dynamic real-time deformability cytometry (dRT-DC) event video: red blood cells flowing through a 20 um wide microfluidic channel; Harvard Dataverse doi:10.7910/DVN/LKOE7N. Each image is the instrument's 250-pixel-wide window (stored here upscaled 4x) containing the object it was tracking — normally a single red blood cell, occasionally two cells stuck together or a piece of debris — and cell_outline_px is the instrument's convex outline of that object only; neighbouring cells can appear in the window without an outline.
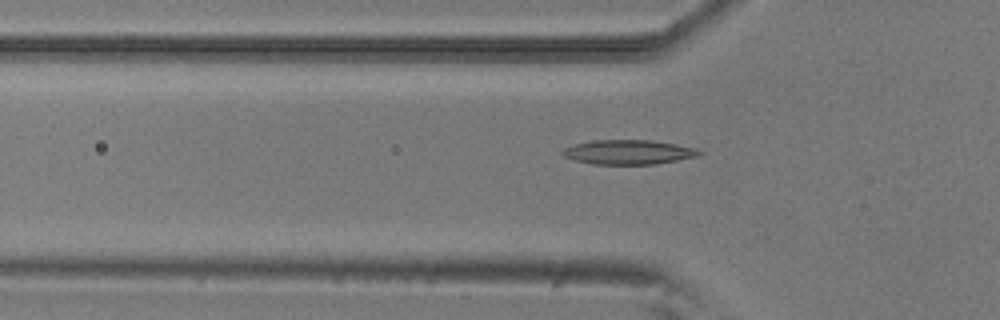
{"species": "common noctule bat (a hibernating species)", "species_latin": "Nyctalus noctula", "temperature_condition": "room temperature", "stored_images_in_passage": 51, "camera_frame_rate_fps": 3000, "um_per_image_px": 0.085, "animal": {"sex": "male", "body_mass_g": 20.5, "forearm_length_mm": 52.5}, "frame": {"image": 1, "passage_image": 16, "time_ms": 5.0, "image_size_px": [1000, 320], "cell_outline_px": [[704, 152], [696, 156], [656, 164], [592, 164], [576, 160], [564, 156], [560, 152], [564, 148], [576, 144], [592, 140], [652, 140], [676, 144], [696, 148]], "centroid_in_image_um": [53.42, 12.92], "position_along_channel_um": 72.4, "area_um2": 19.36}}
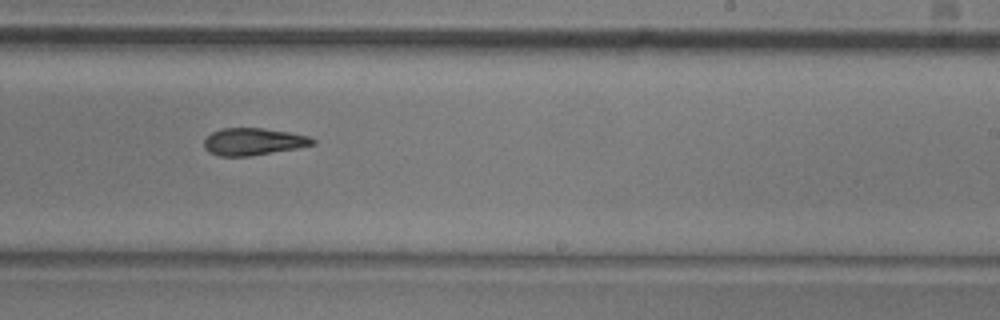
{"frame": {"image": 2, "passage_image": 31, "time_ms": 10.0, "image_size_px": [1000, 320], "cell_outline_px": [[316, 144], [296, 148], [252, 156], [220, 156], [208, 152], [204, 148], [204, 140], [212, 132], [220, 128], [264, 128], [288, 132], [308, 136], [316, 140]], "centroid_in_image_um": [21.52, 12.04], "position_along_channel_um": 267.5, "area_um2": 17.22}}
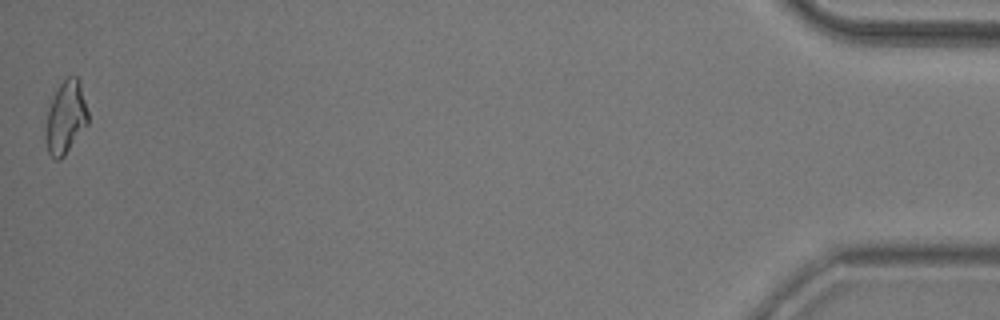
{"frame": {"image": 3, "passage_image": 51, "time_ms": 16.667, "image_size_px": [1000, 320], "cell_outline_px": [[88, 124], [64, 156], [60, 160], [56, 160], [48, 152], [44, 140], [44, 136], [48, 108], [60, 84], [68, 76], [76, 76], [80, 80], [88, 112]], "centroid_in_image_um": [5.58, 10.0], "position_along_channel_um": 429.6, "area_um2": 18.03}, "authors_computed_cell_mechanics": {"area_um2": 17.918, "velocity_mm_per_s": 3.882, "shape_relaxation_time_tau1_ms": 8.9002, "shape_relaxation_time_tau2_ms": 4.5782, "deformation_change_tau1": 0.1979, "deformation_change_tau2": 0.1313}}